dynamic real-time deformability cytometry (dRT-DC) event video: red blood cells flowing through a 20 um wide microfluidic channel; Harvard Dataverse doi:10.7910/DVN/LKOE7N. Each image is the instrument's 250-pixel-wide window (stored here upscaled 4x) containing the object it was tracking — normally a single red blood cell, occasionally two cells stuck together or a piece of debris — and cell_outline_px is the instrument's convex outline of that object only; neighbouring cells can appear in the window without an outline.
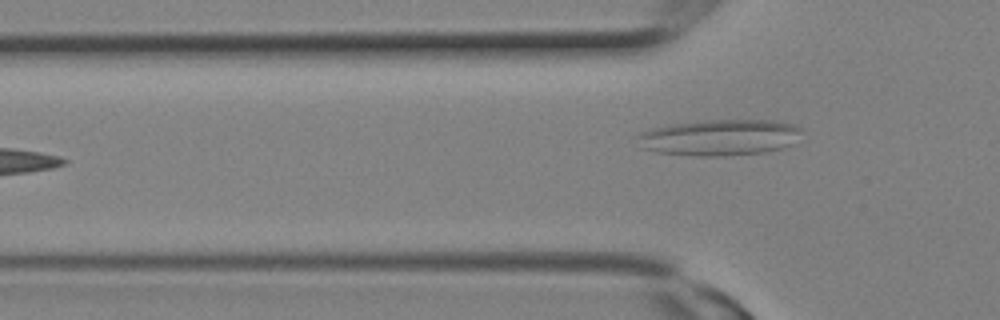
{"species": "Egyptian fruit bat (a non-hibernating species)", "species_latin": "Rousettus aegyptiacus", "temperature_condition": "room temperature", "stored_images_in_passage": 4, "camera_frame_rate_fps": 3000, "um_per_image_px": 0.085, "animal": {"sex": "female"}, "frame": {"image": 1, "passage_image": 4, "time_ms": 1.0, "image_size_px": [1000, 320], "cell_outline_px": [[804, 128], [792, 144], [784, 148], [764, 152], [724, 156], [692, 156], [656, 152], [640, 148], [636, 136], [640, 132], [672, 124], [704, 120], [776, 120], [792, 124]], "centroid_in_image_um": [61.17, 11.69], "position_along_channel_um": 64.6, "area_um2": 34.85}}